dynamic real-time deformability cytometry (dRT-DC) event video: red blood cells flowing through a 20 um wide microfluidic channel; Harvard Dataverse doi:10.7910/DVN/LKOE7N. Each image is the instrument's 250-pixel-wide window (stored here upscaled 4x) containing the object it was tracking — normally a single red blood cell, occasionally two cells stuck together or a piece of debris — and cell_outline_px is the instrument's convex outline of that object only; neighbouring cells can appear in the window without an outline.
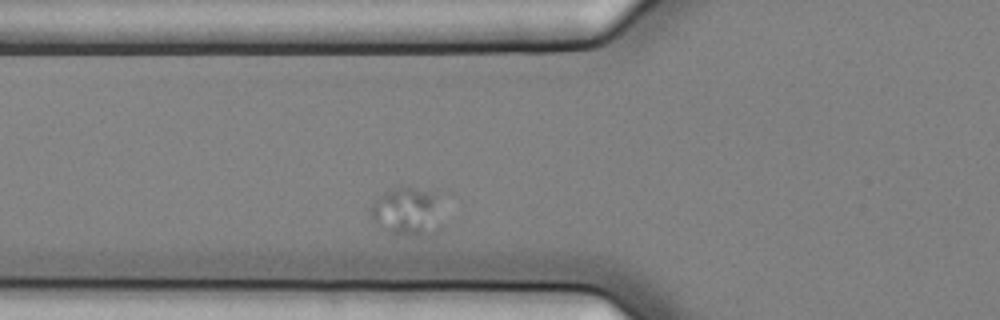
{"species": "common noctule bat (a hibernating species)", "species_latin": "Nyctalus noctula", "temperature_condition": "cold", "stored_images_in_passage": 2, "camera_frame_rate_fps": 3000, "um_per_image_px": 0.085, "animal": {"sex": "female", "body_mass_g": 25.1}, "frame": {"image": 1, "passage_image": 2, "time_ms": 0.333, "image_size_px": [1000, 320], "cell_outline_px": [[448, 228], [436, 236], [404, 236], [388, 232], [372, 220], [368, 212], [368, 208], [384, 192], [396, 188], [412, 188], [432, 192]], "centroid_in_image_um": [34.7, 18.1], "position_along_channel_um": 91.1, "area_um2": 21.04}}